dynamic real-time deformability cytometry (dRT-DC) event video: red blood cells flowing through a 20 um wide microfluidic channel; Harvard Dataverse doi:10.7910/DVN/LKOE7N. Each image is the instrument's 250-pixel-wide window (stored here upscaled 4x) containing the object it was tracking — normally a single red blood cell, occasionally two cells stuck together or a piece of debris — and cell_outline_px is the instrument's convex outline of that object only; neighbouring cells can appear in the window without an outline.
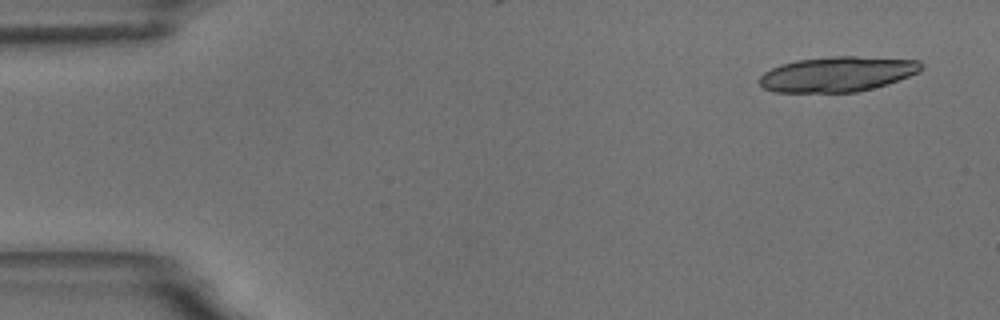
{"species": "common noctule bat (a hibernating species)", "species_latin": "Nyctalus noctula", "temperature_condition": "room temperature", "stored_images_in_passage": 6, "camera_frame_rate_fps": 3000, "um_per_image_px": 0.085, "animal": {"sex": "male", "body_mass_g": 18.8}, "frame": {"image": 1, "passage_image": 1, "time_ms": 0.0, "image_size_px": [1000, 320], "cell_outline_px": [[924, 64], [920, 72], [888, 84], [856, 92], [772, 92], [764, 88], [760, 84], [760, 76], [764, 72], [780, 64], [796, 60], [832, 56], [856, 56], [920, 60]], "centroid_in_image_um": [71.2, 6.29], "position_along_channel_um": 13.8, "area_um2": 33.29}}